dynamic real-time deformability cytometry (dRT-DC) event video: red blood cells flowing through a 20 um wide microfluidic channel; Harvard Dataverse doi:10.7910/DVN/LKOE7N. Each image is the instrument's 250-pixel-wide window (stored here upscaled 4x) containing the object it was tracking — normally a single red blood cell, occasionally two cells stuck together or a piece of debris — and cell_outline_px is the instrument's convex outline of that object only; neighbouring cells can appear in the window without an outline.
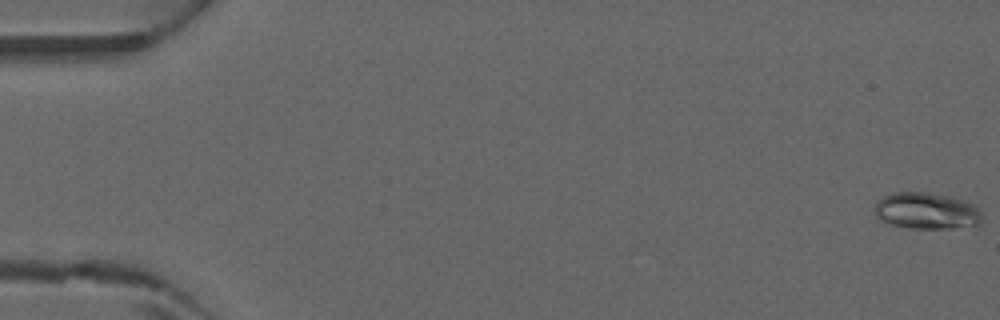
{"species": "common noctule bat (a hibernating species)", "species_latin": "Nyctalus noctula", "temperature_condition": "warm", "stored_images_in_passage": 46, "camera_frame_rate_fps": 3000, "um_per_image_px": 0.085, "animal": {"sex": "male", "forearm_length_mm": 52.5}, "frame": {"image": 1, "passage_image": 1, "time_ms": 0.0, "image_size_px": [1000, 320], "cell_outline_px": [[980, 224], [948, 228], [908, 228], [892, 224], [880, 220], [876, 216], [876, 204], [884, 196], [892, 192], [928, 192], [948, 196], [964, 200], [972, 204], [980, 212]], "centroid_in_image_um": [78.73, 17.91], "position_along_channel_um": 6.3, "area_um2": 22.48}}
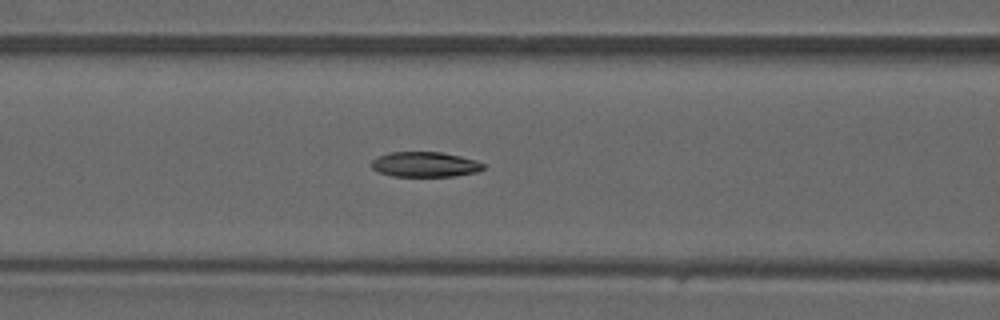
{"frame": {"image": 2, "passage_image": 20, "time_ms": 6.333, "image_size_px": [1000, 320], "cell_outline_px": [[484, 168], [476, 172], [452, 176], [392, 176], [380, 172], [372, 168], [368, 164], [376, 156], [388, 152], [440, 152], [460, 156], [476, 160], [484, 164]], "centroid_in_image_um": [36.06, 13.97], "position_along_channel_um": 130.5, "area_um2": 16.42}}
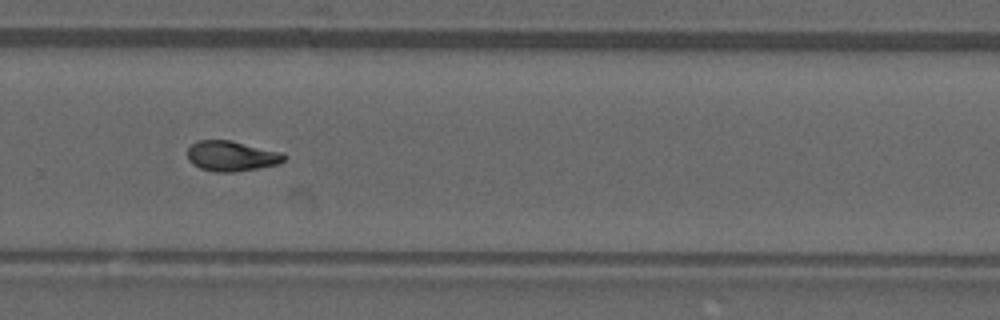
{"frame": {"image": 3, "passage_image": 32, "time_ms": 10.333, "image_size_px": [1000, 320], "cell_outline_px": [[284, 160], [280, 164], [236, 172], [216, 172], [200, 168], [192, 164], [188, 160], [188, 148], [196, 140], [232, 140], [284, 152]], "centroid_in_image_um": [19.69, 13.26], "position_along_channel_um": 310.1, "area_um2": 17.28}}